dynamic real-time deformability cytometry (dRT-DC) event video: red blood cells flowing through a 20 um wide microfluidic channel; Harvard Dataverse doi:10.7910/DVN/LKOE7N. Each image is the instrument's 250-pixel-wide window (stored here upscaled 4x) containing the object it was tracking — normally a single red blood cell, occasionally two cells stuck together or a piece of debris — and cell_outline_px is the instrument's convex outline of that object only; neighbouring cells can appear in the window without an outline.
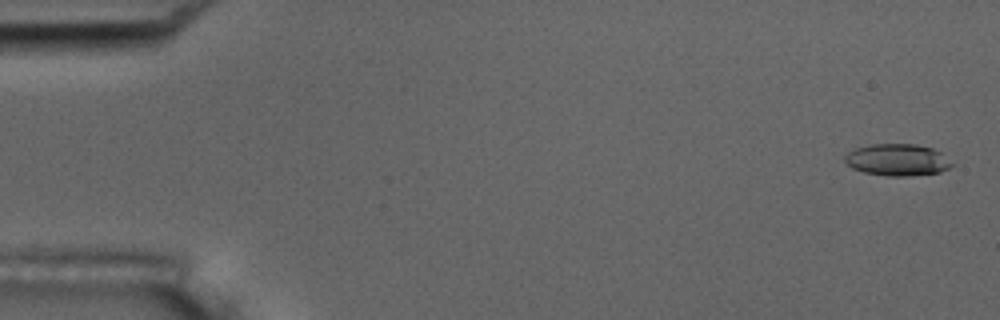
{"species": "common noctule bat (a hibernating species)", "species_latin": "Nyctalus noctula", "temperature_condition": "room temperature", "stored_images_in_passage": 9, "camera_frame_rate_fps": 3000, "um_per_image_px": 0.085, "animal": {"sex": "male", "body_mass_g": 17.5, "forearm_length_mm": 52.3}, "frame": {"image": 1, "passage_image": 1, "time_ms": 0.0, "image_size_px": [1000, 320], "cell_outline_px": [[952, 164], [948, 168], [940, 172], [908, 176], [888, 176], [864, 172], [852, 168], [844, 160], [844, 156], [848, 152], [856, 148], [872, 144], [916, 144], [932, 148], [940, 152]], "centroid_in_image_um": [76.24, 13.58], "position_along_channel_um": 8.8, "area_um2": 19.65}}
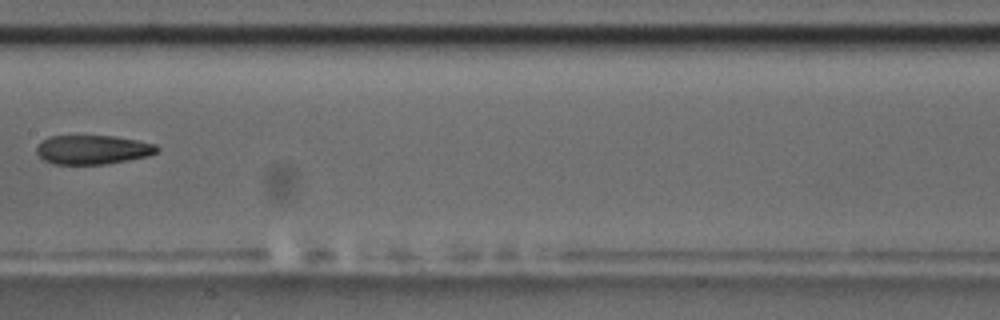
{"frame": {"image": 2, "passage_image": 8, "time_ms": 2.333, "image_size_px": [1000, 320], "cell_outline_px": [[160, 148], [156, 152], [148, 156], [128, 160], [104, 164], [52, 164], [44, 160], [36, 152], [36, 148], [48, 136], [112, 136], [136, 140], [156, 144]], "centroid_in_image_um": [7.89, 12.72], "position_along_channel_um": 199.5, "area_um2": 20.29}}